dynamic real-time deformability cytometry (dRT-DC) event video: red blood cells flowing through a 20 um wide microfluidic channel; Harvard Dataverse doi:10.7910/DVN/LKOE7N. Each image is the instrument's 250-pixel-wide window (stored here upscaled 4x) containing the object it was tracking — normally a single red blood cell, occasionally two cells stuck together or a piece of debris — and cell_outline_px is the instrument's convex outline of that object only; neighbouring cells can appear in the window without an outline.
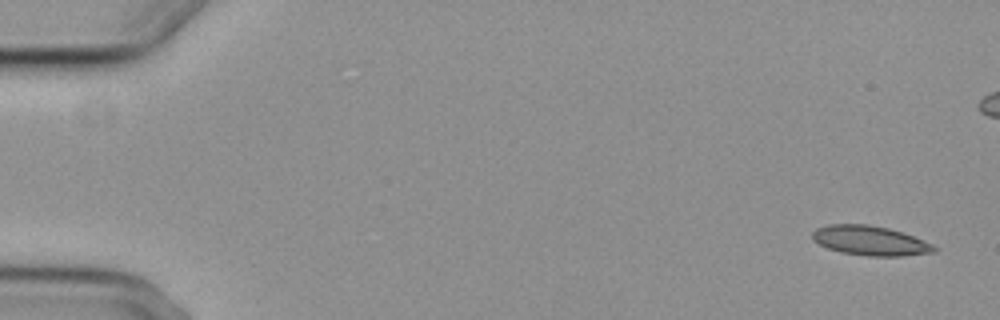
{"species": "common noctule bat (a hibernating species)", "species_latin": "Nyctalus noctula", "temperature_condition": "cold", "stored_images_in_passage": 7, "camera_frame_rate_fps": 3000, "um_per_image_px": 0.085, "animal": {"sex": "female", "body_mass_g": 29.2, "forearm_length_mm": 56.3}, "frame": {"image": 1, "passage_image": 1, "time_ms": 0.0, "image_size_px": [1000, 320], "cell_outline_px": [[940, 248], [936, 252], [904, 256], [868, 256], [840, 252], [828, 248], [812, 240], [812, 232], [816, 228], [828, 224], [868, 224], [888, 228], [912, 236], [932, 244]], "centroid_in_image_um": [73.96, 20.46], "position_along_channel_um": 11.0, "area_um2": 21.04}}
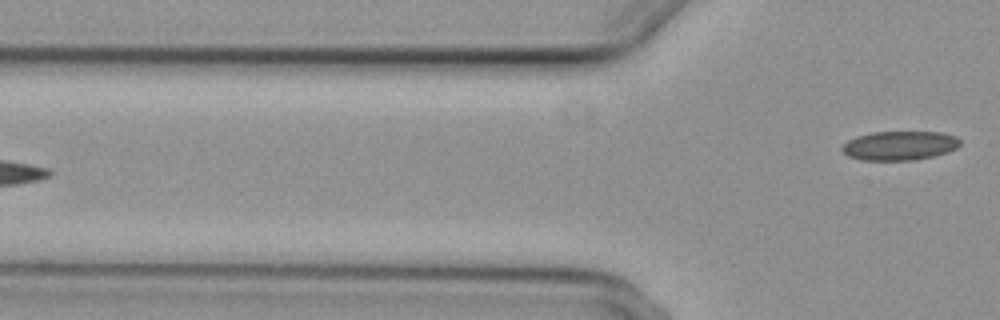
{"frame": {"image": 2, "passage_image": 7, "time_ms": 7.0, "image_size_px": [1000, 320], "cell_outline_px": [[960, 144], [956, 148], [948, 152], [936, 156], [916, 160], [860, 160], [848, 156], [840, 148], [848, 140], [856, 136], [872, 132], [940, 132], [956, 136], [960, 140]], "centroid_in_image_um": [76.47, 12.38], "position_along_channel_um": 49.3, "area_um2": 20.17}}